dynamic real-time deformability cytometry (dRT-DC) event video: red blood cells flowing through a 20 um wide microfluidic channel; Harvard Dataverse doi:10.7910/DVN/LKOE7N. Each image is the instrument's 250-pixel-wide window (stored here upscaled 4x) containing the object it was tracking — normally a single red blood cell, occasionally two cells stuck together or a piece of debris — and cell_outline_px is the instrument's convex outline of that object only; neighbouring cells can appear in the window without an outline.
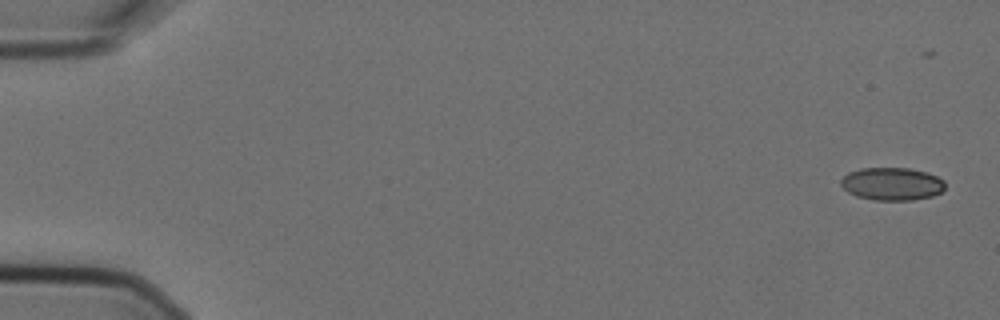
{"species": "Egyptian fruit bat (a non-hibernating species)", "species_latin": "Rousettus aegyptiacus", "temperature_condition": "cold", "stored_images_in_passage": 5, "camera_frame_rate_fps": 3000, "um_per_image_px": 0.085, "animal": {"sex": "female"}, "frame": {"image": 1, "passage_image": 1, "time_ms": 0.0, "image_size_px": [1000, 320], "cell_outline_px": [[944, 188], [940, 192], [932, 196], [912, 200], [872, 200], [856, 196], [848, 192], [840, 184], [840, 180], [848, 172], [860, 168], [908, 168], [928, 172], [944, 180]], "centroid_in_image_um": [75.8, 15.62], "position_along_channel_um": 9.2, "area_um2": 20.0}}
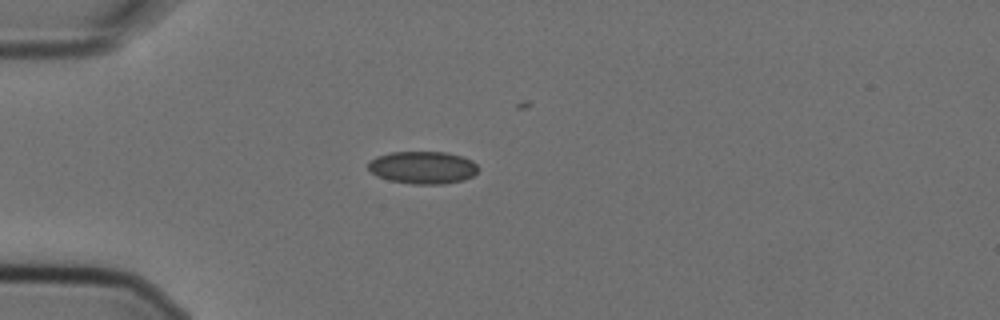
{"frame": {"image": 2, "passage_image": 5, "time_ms": 1.333, "image_size_px": [1000, 320], "cell_outline_px": [[480, 168], [472, 176], [464, 180], [444, 184], [412, 184], [392, 180], [376, 176], [368, 168], [368, 160], [376, 156], [392, 152], [444, 152], [464, 156], [472, 160]], "centroid_in_image_um": [35.95, 14.23], "position_along_channel_um": 49.1, "area_um2": 20.98}}